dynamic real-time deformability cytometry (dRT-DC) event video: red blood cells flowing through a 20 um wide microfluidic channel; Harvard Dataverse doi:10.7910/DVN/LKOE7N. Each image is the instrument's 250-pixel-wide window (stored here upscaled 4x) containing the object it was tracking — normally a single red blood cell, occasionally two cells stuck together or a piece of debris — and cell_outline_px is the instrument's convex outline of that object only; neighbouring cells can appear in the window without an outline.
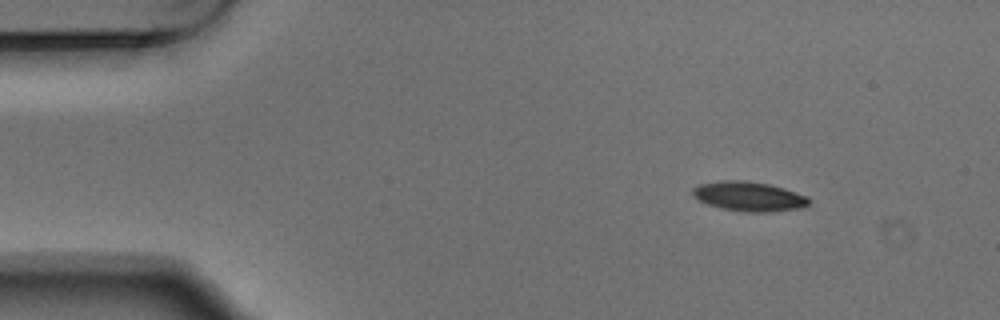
{"species": "Egyptian fruit bat (a non-hibernating species)", "species_latin": "Rousettus aegyptiacus", "temperature_condition": "warm", "stored_images_in_passage": 4, "camera_frame_rate_fps": 3000, "um_per_image_px": 0.085, "animal": {"sex": "male"}, "frame": {"image": 1, "passage_image": 1, "time_ms": 0.0, "image_size_px": [1000, 320], "cell_outline_px": [[812, 200], [804, 208], [772, 212], [744, 212], [720, 208], [708, 204], [692, 196], [692, 188], [700, 184], [720, 180], [744, 180], [768, 184], [784, 188], [808, 196]], "centroid_in_image_um": [63.69, 16.7], "position_along_channel_um": 21.3, "area_um2": 20.29}}
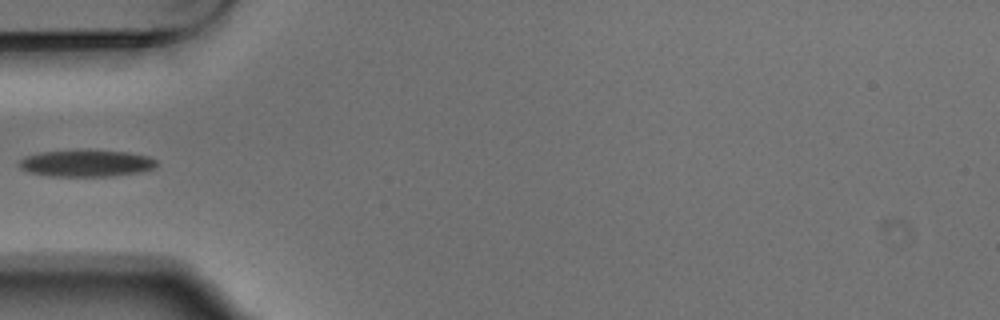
{"frame": {"image": 2, "passage_image": 4, "time_ms": 1.0, "image_size_px": [1000, 320], "cell_outline_px": [[160, 164], [156, 168], [144, 172], [112, 176], [52, 176], [28, 172], [20, 168], [20, 160], [28, 156], [40, 152], [88, 148], [128, 152], [148, 156], [156, 160]], "centroid_in_image_um": [7.43, 13.85], "position_along_channel_um": 77.6, "area_um2": 22.14}}